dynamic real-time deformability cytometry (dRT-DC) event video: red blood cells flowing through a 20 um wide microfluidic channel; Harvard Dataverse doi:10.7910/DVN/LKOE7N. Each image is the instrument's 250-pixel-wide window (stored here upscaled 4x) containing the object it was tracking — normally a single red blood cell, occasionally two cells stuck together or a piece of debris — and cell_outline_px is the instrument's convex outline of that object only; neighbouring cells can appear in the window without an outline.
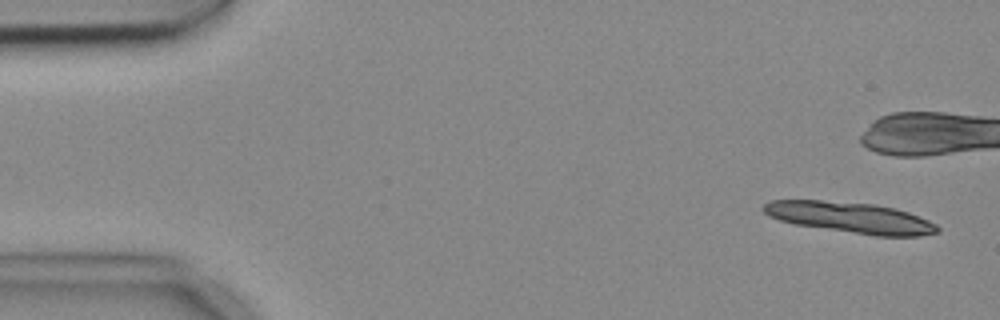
{"species": "common noctule bat (a hibernating species)", "species_latin": "Nyctalus noctula", "temperature_condition": "cold", "stored_images_in_passage": 7, "camera_frame_rate_fps": 3000, "um_per_image_px": 0.085, "animal": {"sex": "female", "body_mass_g": 18.4}, "frame": {"image": 1, "passage_image": 1, "time_ms": 0.0, "image_size_px": [1000, 320], "cell_outline_px": [[940, 232], [920, 236], [876, 236], [796, 224], [780, 220], [768, 216], [760, 208], [764, 204], [772, 200], [820, 200], [872, 204], [896, 208], [908, 212], [928, 220], [936, 224], [940, 228]], "centroid_in_image_um": [72.3, 18.49], "position_along_channel_um": 12.7, "area_um2": 31.21}}